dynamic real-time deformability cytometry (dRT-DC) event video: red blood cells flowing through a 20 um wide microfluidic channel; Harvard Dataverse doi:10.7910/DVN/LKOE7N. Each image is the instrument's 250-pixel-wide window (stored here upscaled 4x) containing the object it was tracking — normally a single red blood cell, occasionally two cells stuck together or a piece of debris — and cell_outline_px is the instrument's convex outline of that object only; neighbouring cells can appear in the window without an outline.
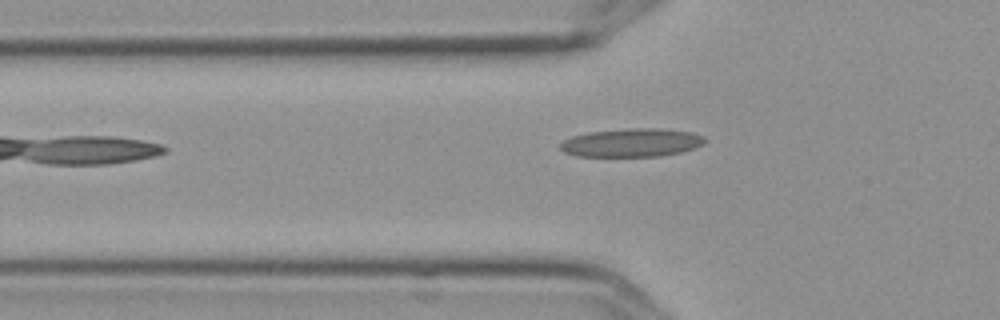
{"species": "Egyptian fruit bat (a non-hibernating species)", "species_latin": "Rousettus aegyptiacus", "temperature_condition": "cold", "stored_images_in_passage": 5, "camera_frame_rate_fps": 3000, "um_per_image_px": 0.085, "frame": {"image": 1, "passage_image": 5, "time_ms": 1.333, "image_size_px": [1000, 320], "cell_outline_px": [[708, 140], [704, 144], [680, 152], [660, 156], [576, 156], [564, 152], [560, 148], [560, 144], [564, 140], [572, 136], [588, 132], [628, 128], [660, 128], [692, 132], [704, 136]], "centroid_in_image_um": [53.71, 12.12], "position_along_channel_um": 72.1, "area_um2": 23.99}}